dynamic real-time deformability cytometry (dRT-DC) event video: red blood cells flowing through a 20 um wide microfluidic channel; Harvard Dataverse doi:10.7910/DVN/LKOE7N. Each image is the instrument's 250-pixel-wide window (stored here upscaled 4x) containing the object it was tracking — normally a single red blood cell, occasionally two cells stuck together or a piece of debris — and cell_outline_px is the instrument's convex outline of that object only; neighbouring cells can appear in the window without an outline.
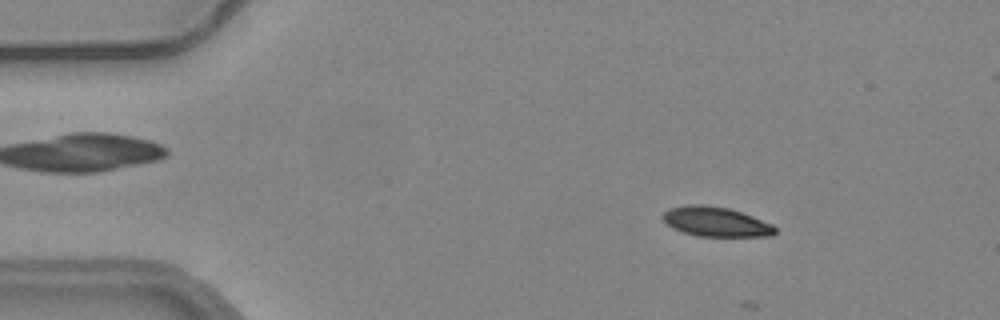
{"species": "common noctule bat (a hibernating species)", "species_latin": "Nyctalus noctula", "temperature_condition": "warm", "stored_images_in_passage": 10, "camera_frame_rate_fps": 3000, "um_per_image_px": 0.085, "animal": {"sex": "female", "body_mass_g": 24.6, "forearm_length_mm": 56.2}, "frame": {"image": 1, "passage_image": 6, "time_ms": 1.667, "image_size_px": [1000, 320], "cell_outline_px": [[776, 232], [772, 236], [700, 236], [684, 232], [672, 228], [664, 220], [664, 212], [668, 208], [688, 204], [704, 204], [728, 208], [752, 216], [772, 224], [776, 228]], "centroid_in_image_um": [60.85, 18.84], "position_along_channel_um": 24.1, "area_um2": 19.25}}